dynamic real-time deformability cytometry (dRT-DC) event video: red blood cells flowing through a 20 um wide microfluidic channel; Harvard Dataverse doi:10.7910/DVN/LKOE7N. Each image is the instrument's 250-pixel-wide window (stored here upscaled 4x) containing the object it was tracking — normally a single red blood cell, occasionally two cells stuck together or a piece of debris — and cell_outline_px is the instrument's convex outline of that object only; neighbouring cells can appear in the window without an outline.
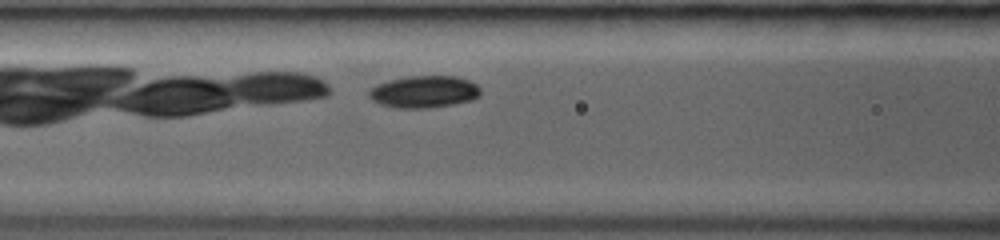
{"species": "common noctule bat (a hibernating species)", "species_latin": "Nyctalus noctula", "temperature_condition": "room temperature", "stored_images_in_passage": 12, "camera_frame_rate_fps": 3000, "um_per_image_px": 0.085, "animal": {"sex": "female", "body_mass_g": 19.0, "forearm_length_mm": 53.3}, "frame": {"image": 1, "passage_image": 5, "time_ms": 2.667, "image_size_px": [1000, 240], "cell_outline_px": [[480, 96], [472, 100], [452, 104], [428, 108], [396, 108], [380, 104], [372, 100], [368, 96], [368, 92], [376, 84], [388, 80], [408, 76], [456, 76], [468, 80], [476, 84], [480, 88]], "centroid_in_image_um": [36.03, 7.8], "position_along_channel_um": 130.6, "area_um2": 20.92}}
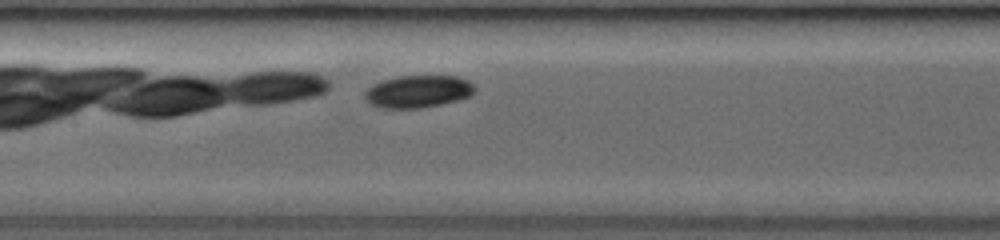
{"frame": {"image": 2, "passage_image": 7, "time_ms": 3.667, "image_size_px": [1000, 240], "cell_outline_px": [[476, 88], [472, 96], [460, 100], [420, 108], [380, 108], [372, 104], [364, 96], [364, 92], [372, 84], [384, 80], [400, 76], [456, 76], [468, 80]], "centroid_in_image_um": [35.57, 7.78], "position_along_channel_um": 171.8, "area_um2": 20.75}}
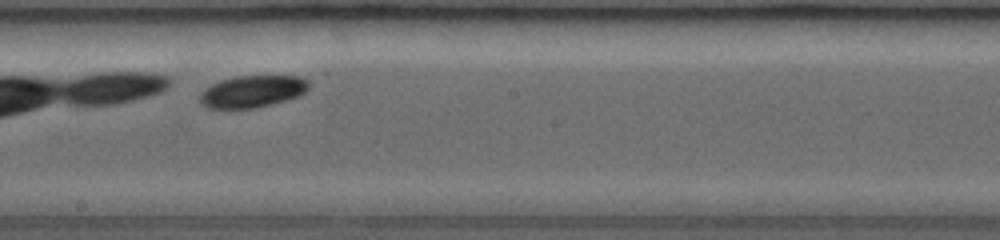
{"frame": {"image": 3, "passage_image": 10, "time_ms": 5.0, "image_size_px": [1000, 240], "cell_outline_px": [[308, 88], [300, 96], [272, 104], [256, 108], [208, 108], [200, 104], [200, 92], [204, 88], [220, 80], [236, 76], [304, 76], [308, 80]], "centroid_in_image_um": [21.45, 7.77], "position_along_channel_um": 226.8, "area_um2": 20.46}}